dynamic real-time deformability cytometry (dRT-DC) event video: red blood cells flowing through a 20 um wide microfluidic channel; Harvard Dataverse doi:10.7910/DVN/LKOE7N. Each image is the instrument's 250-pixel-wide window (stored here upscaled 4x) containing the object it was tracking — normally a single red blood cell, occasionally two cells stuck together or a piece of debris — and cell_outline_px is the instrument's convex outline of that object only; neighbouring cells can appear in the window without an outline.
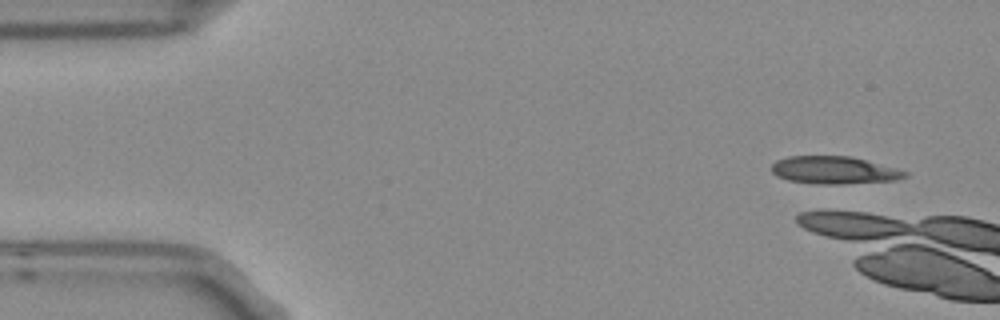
{"species": "Egyptian fruit bat (a non-hibernating species)", "species_latin": "Rousettus aegyptiacus", "temperature_condition": "room temperature", "stored_images_in_passage": 7, "camera_frame_rate_fps": 3000, "um_per_image_px": 0.085, "frame": {"image": 1, "passage_image": 1, "time_ms": 0.0, "image_size_px": [1000, 320], "cell_outline_px": [[908, 176], [896, 180], [840, 184], [816, 184], [788, 180], [776, 176], [772, 172], [772, 164], [776, 160], [788, 156], [852, 156], [896, 168], [908, 172]], "centroid_in_image_um": [70.89, 14.46], "position_along_channel_um": 14.1, "area_um2": 21.5}}
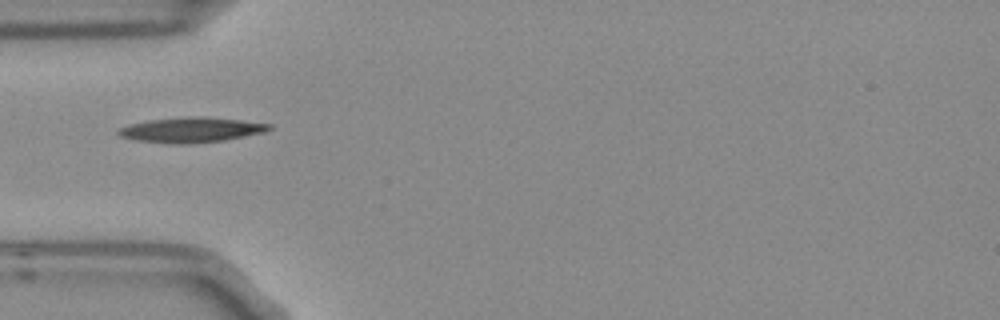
{"frame": {"image": 2, "passage_image": 7, "time_ms": 2.0, "image_size_px": [1000, 320], "cell_outline_px": [[272, 128], [264, 132], [224, 140], [188, 144], [176, 144], [136, 140], [120, 136], [116, 132], [120, 128], [128, 124], [148, 120], [184, 116], [204, 116], [240, 120], [272, 124]], "centroid_in_image_um": [16.24, 11.03], "position_along_channel_um": 68.8, "area_um2": 22.08}}